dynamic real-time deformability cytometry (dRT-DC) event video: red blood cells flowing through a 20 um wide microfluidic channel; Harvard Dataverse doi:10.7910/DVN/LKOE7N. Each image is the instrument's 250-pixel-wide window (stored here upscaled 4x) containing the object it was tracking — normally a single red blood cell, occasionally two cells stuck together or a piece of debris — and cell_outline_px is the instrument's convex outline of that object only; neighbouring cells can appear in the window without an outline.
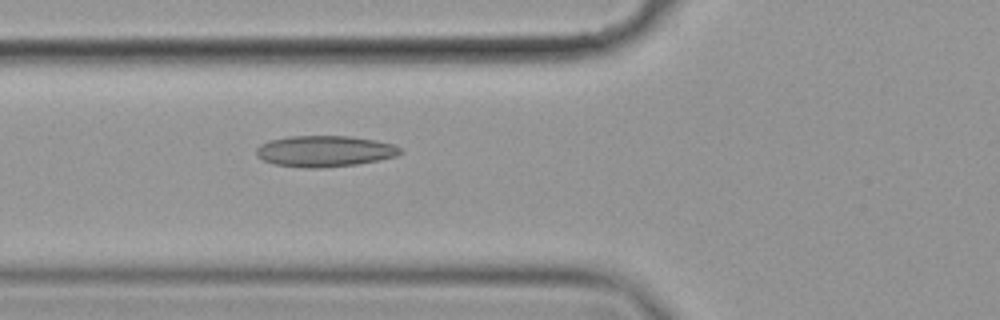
{"species": "common noctule bat (a hibernating species)", "species_latin": "Nyctalus noctula", "temperature_condition": "cold", "stored_images_in_passage": 17, "camera_frame_rate_fps": 3000, "um_per_image_px": 0.085, "animal": {"sex": "female", "body_mass_g": 19.9}, "frame": {"image": 1, "passage_image": 3, "time_ms": 0.667, "image_size_px": [1000, 320], "cell_outline_px": [[404, 152], [396, 156], [380, 160], [356, 164], [324, 168], [304, 168], [276, 164], [264, 160], [256, 156], [256, 148], [260, 144], [268, 140], [292, 136], [348, 136], [376, 140], [392, 144], [400, 148]], "centroid_in_image_um": [27.6, 12.85], "position_along_channel_um": 98.2, "area_um2": 26.18}}
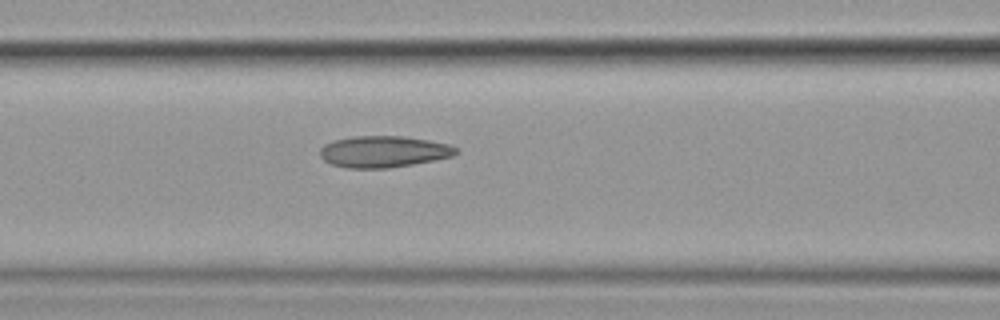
{"frame": {"image": 2, "passage_image": 6, "time_ms": 1.667, "image_size_px": [1000, 320], "cell_outline_px": [[460, 152], [452, 156], [412, 164], [388, 168], [344, 168], [332, 164], [324, 160], [320, 156], [320, 148], [324, 144], [336, 140], [352, 136], [404, 136], [452, 144]], "centroid_in_image_um": [32.61, 12.88], "position_along_channel_um": 134.0, "area_um2": 24.97}}
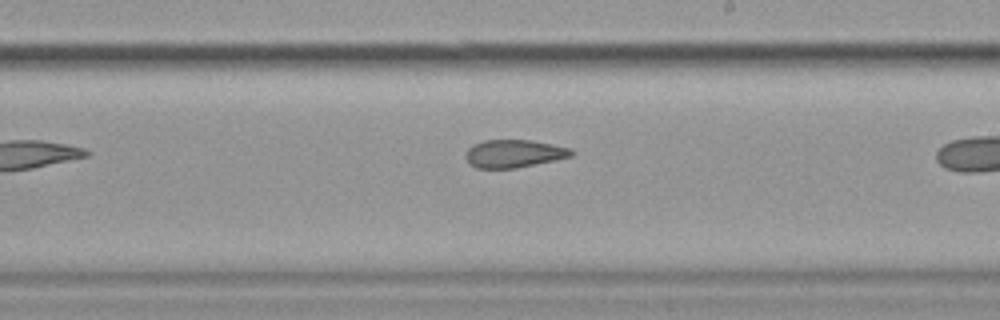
{"frame": {"image": 3, "passage_image": 12, "time_ms": 3.667, "image_size_px": [1000, 320], "cell_outline_px": [[576, 152], [572, 156], [556, 160], [516, 168], [476, 168], [468, 164], [464, 156], [468, 148], [472, 144], [484, 140], [532, 140], [572, 148]], "centroid_in_image_um": [43.68, 13.05], "position_along_channel_um": 245.3, "area_um2": 17.46}}